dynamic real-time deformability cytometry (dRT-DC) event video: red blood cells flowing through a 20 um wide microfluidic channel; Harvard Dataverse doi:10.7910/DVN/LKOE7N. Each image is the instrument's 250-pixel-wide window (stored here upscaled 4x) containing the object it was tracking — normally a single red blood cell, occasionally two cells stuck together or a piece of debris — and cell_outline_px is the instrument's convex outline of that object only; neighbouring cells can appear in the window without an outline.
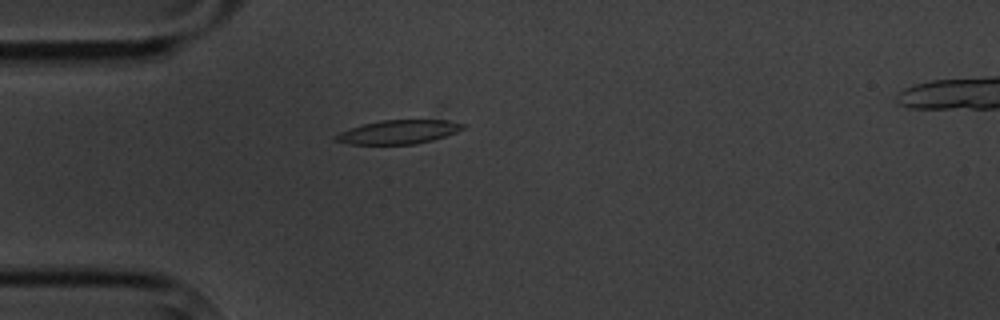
{"species": "common noctule bat (a hibernating species)", "species_latin": "Nyctalus noctula", "temperature_condition": "cold", "stored_images_in_passage": 2, "camera_frame_rate_fps": 3000, "um_per_image_px": 0.085, "animal": {"sex": "male", "body_mass_g": 20.1, "forearm_length_mm": 53.5}, "frame": {"image": 1, "passage_image": 1, "time_ms": 0.0, "image_size_px": [1000, 320], "cell_outline_px": [[468, 124], [464, 128], [456, 132], [432, 140], [412, 144], [348, 144], [332, 140], [332, 136], [340, 132], [364, 124], [380, 120], [448, 120]], "centroid_in_image_um": [33.86, 11.21], "position_along_channel_um": 51.1, "area_um2": 17.63}}